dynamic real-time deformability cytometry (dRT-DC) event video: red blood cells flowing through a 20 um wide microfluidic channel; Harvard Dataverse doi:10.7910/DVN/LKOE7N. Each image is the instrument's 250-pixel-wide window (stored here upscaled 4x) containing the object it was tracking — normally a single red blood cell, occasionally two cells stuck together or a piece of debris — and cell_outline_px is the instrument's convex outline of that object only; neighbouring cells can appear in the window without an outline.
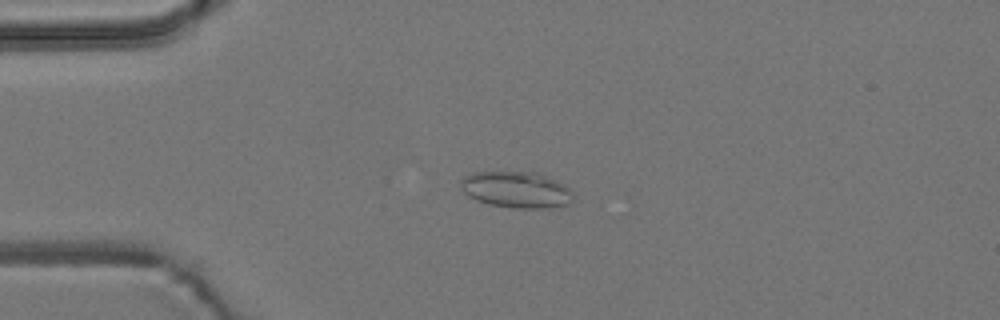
{"species": "common noctule bat (a hibernating species)", "species_latin": "Nyctalus noctula", "temperature_condition": "room temperature", "stored_images_in_passage": 17, "camera_frame_rate_fps": 3000, "um_per_image_px": 0.085, "animal": {"sex": "male", "body_mass_g": 19.2, "forearm_length_mm": 51.8}, "frame": {"image": 1, "passage_image": 2, "time_ms": 0.333, "image_size_px": [1000, 320], "cell_outline_px": [[572, 200], [568, 204], [548, 208], [512, 208], [488, 204], [476, 200], [468, 196], [460, 188], [460, 180], [464, 176], [472, 172], [536, 172], [564, 184], [572, 192]], "centroid_in_image_um": [43.85, 16.13], "position_along_channel_um": 41.2, "area_um2": 23.87}}
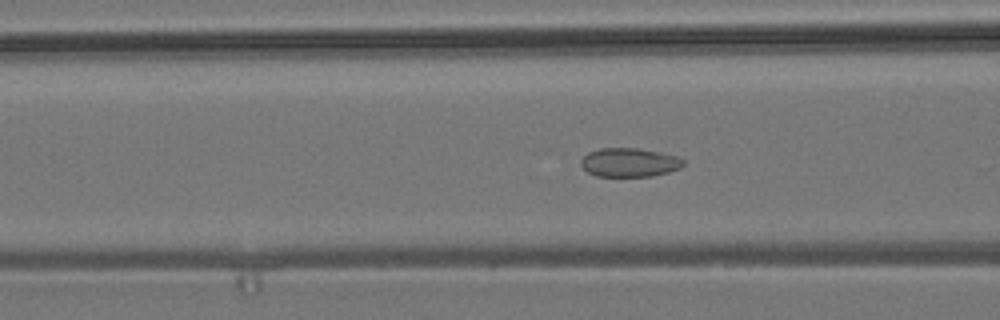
{"frame": {"image": 2, "passage_image": 10, "time_ms": 3.0, "image_size_px": [1000, 320], "cell_outline_px": [[684, 164], [680, 168], [668, 172], [652, 176], [596, 176], [588, 172], [580, 164], [580, 160], [588, 152], [600, 148], [640, 148], [660, 152], [676, 156], [684, 160]], "centroid_in_image_um": [53.49, 13.8], "position_along_channel_um": 113.1, "area_um2": 17.22}}
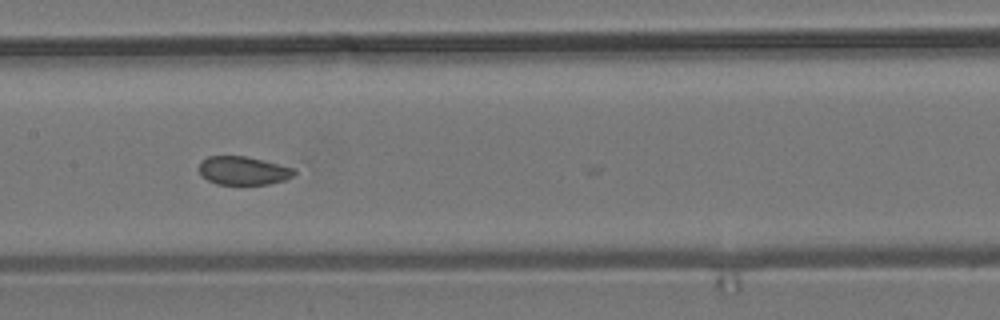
{"frame": {"image": 3, "passage_image": 16, "time_ms": 5.0, "image_size_px": [1000, 320], "cell_outline_px": [[296, 172], [292, 176], [284, 180], [268, 184], [216, 184], [200, 176], [200, 160], [208, 156], [244, 156], [264, 160], [292, 168]], "centroid_in_image_um": [20.63, 14.5], "position_along_channel_um": 186.8, "area_um2": 15.66}}